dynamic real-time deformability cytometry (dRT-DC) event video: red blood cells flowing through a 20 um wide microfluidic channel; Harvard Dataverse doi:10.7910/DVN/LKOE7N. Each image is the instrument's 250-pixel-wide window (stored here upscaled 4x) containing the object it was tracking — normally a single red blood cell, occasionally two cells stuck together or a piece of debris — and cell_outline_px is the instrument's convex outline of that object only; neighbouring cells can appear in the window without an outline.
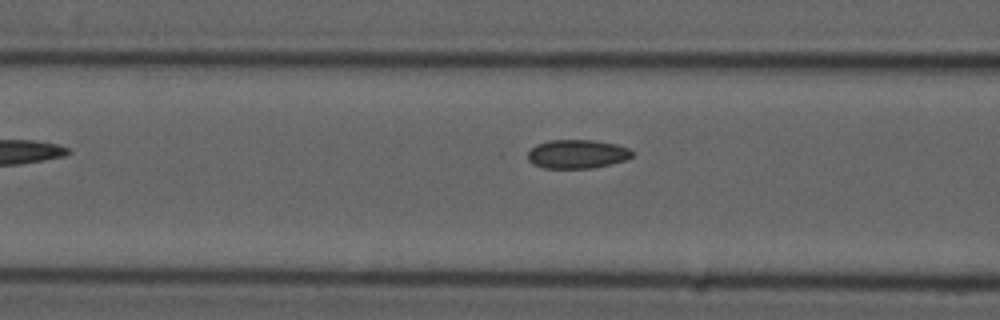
{"species": "common noctule bat (a hibernating species)", "species_latin": "Nyctalus noctula", "temperature_condition": "cold", "stored_images_in_passage": 6, "camera_frame_rate_fps": 3000, "um_per_image_px": 0.085, "animal": {"sex": "male", "forearm_length_mm": 52.5}, "frame": {"image": 1, "passage_image": 6, "time_ms": 1.667, "image_size_px": [1000, 320], "cell_outline_px": [[636, 152], [628, 160], [612, 164], [592, 168], [544, 168], [532, 164], [528, 160], [528, 152], [536, 144], [548, 140], [592, 140], [616, 144], [628, 148]], "centroid_in_image_um": [49.09, 13.1], "position_along_channel_um": 117.5, "area_um2": 17.74}}